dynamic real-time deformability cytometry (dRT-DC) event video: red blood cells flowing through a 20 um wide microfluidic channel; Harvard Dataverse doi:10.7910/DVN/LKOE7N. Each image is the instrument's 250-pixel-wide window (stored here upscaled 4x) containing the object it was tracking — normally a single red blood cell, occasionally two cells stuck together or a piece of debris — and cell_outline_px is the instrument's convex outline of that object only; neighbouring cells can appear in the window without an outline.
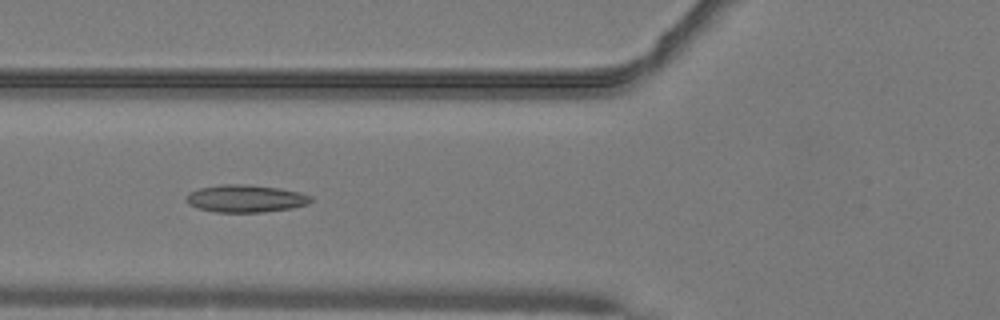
{"species": "common noctule bat (a hibernating species)", "species_latin": "Nyctalus noctula", "temperature_condition": "warm", "stored_images_in_passage": 37, "camera_frame_rate_fps": 3000, "um_per_image_px": 0.085, "animal": {"sex": "male", "body_mass_g": 19.2, "forearm_length_mm": 51.8}, "frame": {"image": 1, "passage_image": 6, "time_ms": 1.667, "image_size_px": [1000, 320], "cell_outline_px": [[312, 200], [308, 204], [292, 208], [260, 212], [216, 212], [196, 208], [188, 204], [188, 192], [200, 188], [224, 184], [248, 184], [280, 188], [300, 192], [312, 196]], "centroid_in_image_um": [20.9, 16.87], "position_along_channel_um": 104.9, "area_um2": 19.94}, "authors_computed_cell_mechanics": {"area_um2": 18.6116, "velocity_mm_per_s": 4.0995, "shape_relaxation_time_tau1_ms": null, "shape_relaxation_time_tau2_ms": 1.3967, "deformation_change_tau1": null, "deformation_change_tau2": 0.095}}